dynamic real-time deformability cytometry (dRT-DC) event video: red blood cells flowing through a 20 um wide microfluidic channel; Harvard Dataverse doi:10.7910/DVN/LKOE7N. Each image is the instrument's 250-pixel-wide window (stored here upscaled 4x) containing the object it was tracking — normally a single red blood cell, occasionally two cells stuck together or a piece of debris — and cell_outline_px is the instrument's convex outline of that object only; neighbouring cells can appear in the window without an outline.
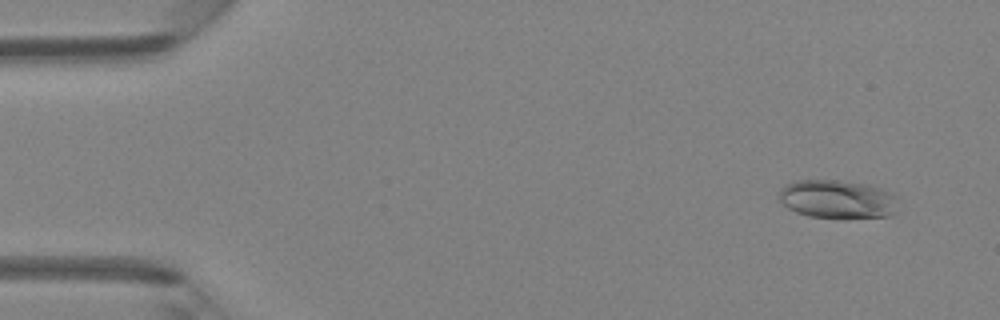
{"species": "Egyptian fruit bat (a non-hibernating species)", "species_latin": "Rousettus aegyptiacus", "temperature_condition": "room temperature", "stored_images_in_passage": 3, "camera_frame_rate_fps": 3000, "um_per_image_px": 0.085, "animal": {"sex": "female"}, "frame": {"image": 1, "passage_image": 1, "time_ms": 0.0, "image_size_px": [1000, 320], "cell_outline_px": [[896, 212], [892, 216], [836, 220], [808, 216], [796, 212], [788, 208], [776, 196], [776, 192], [780, 188], [796, 180], [840, 180], [868, 184], [892, 192], [896, 196]], "centroid_in_image_um": [71.18, 16.96], "position_along_channel_um": 13.8, "area_um2": 27.69}}